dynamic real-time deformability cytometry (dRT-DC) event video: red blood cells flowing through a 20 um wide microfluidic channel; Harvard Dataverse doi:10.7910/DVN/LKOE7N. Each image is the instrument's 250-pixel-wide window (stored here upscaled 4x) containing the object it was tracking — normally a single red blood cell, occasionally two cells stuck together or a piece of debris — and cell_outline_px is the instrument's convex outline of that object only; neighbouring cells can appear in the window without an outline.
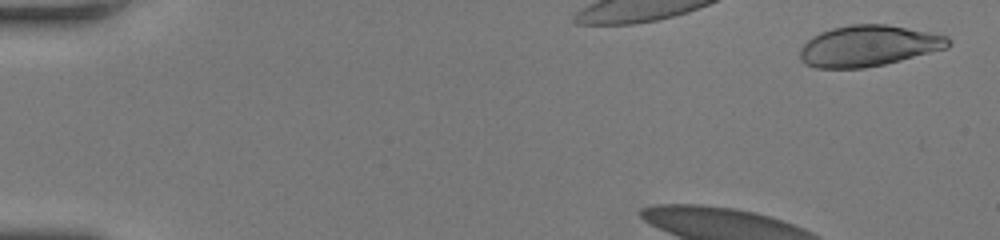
{"species": "human", "species_latin": "Homo sapiens", "temperature_condition": "room temperature", "stored_images_in_passage": 44, "camera_frame_rate_fps": 3000, "um_per_image_px": 0.085, "donor": {"sex": "female"}, "frame": {"image": 1, "passage_image": 2, "time_ms": 0.333, "image_size_px": [1000, 240], "cell_outline_px": [[952, 40], [948, 48], [884, 64], [864, 68], [816, 68], [804, 64], [800, 60], [800, 48], [812, 36], [820, 32], [832, 28], [852, 24], [888, 24], [948, 36]], "centroid_in_image_um": [73.81, 3.9], "position_along_channel_um": 11.2, "area_um2": 35.49}}
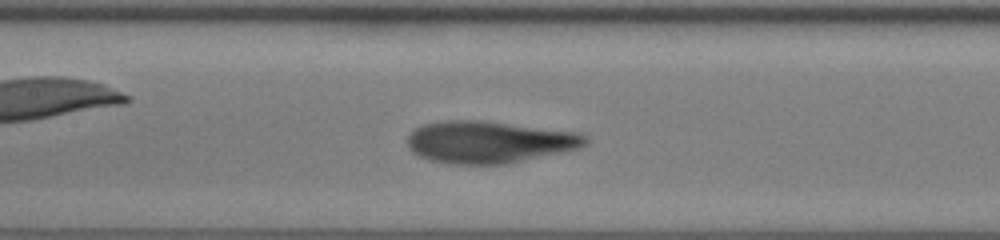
{"frame": {"image": 2, "passage_image": 22, "time_ms": 7.0, "image_size_px": [1000, 240], "cell_outline_px": [[588, 144], [580, 148], [504, 164], [452, 164], [428, 160], [412, 152], [408, 148], [408, 136], [416, 128], [424, 124], [448, 120], [484, 120], [576, 132], [584, 136], [588, 140]], "centroid_in_image_um": [41.55, 12.07], "position_along_channel_um": 165.9, "area_um2": 43.41}}
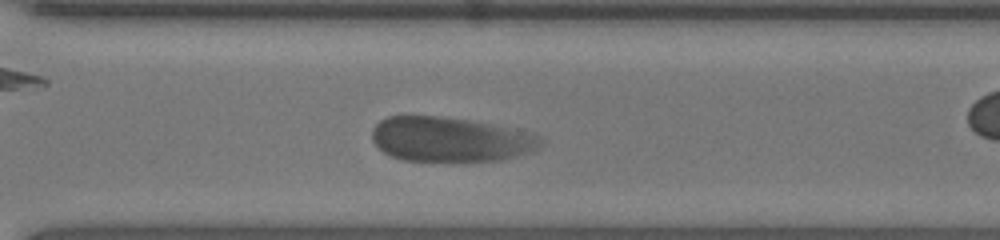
{"frame": {"image": 3, "passage_image": 35, "time_ms": 11.333, "image_size_px": [1000, 240], "cell_outline_px": [[540, 144], [536, 148], [528, 152], [516, 156], [500, 160], [404, 160], [392, 156], [384, 152], [372, 140], [372, 128], [380, 120], [388, 116], [440, 116], [472, 120], [492, 124], [540, 136]], "centroid_in_image_um": [38.2, 11.83], "position_along_channel_um": 332.4, "area_um2": 43.18}, "authors_computed_cell_mechanics": {"area_um2": 44.0147, "velocity_mm_per_s": 3.8269, "shape_relaxation_time_tau1_ms": 4.6536, "shape_relaxation_time_tau2_ms": 0.9259, "deformation_change_tau1": 0.1686, "deformation_change_tau2": 0.0735}}